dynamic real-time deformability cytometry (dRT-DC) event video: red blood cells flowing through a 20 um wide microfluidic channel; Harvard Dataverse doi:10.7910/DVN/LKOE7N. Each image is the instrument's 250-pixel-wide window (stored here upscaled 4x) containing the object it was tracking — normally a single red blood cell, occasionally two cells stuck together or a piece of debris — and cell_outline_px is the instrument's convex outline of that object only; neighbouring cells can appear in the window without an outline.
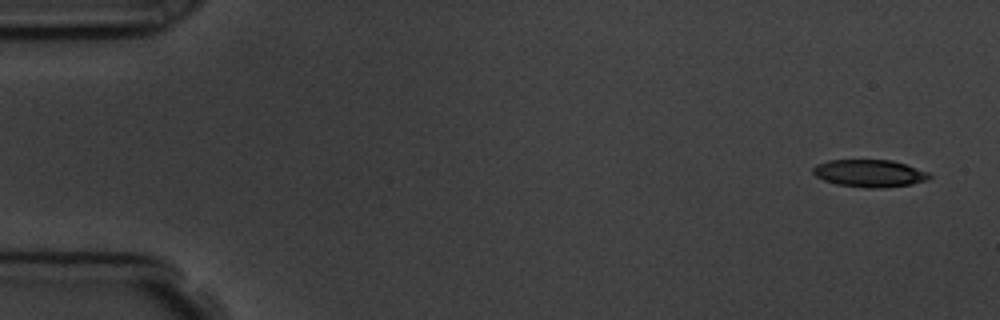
{"species": "common noctule bat (a hibernating species)", "species_latin": "Nyctalus noctula", "temperature_condition": "room temperature", "stored_images_in_passage": 5, "segment_of_instrument_passage": [1, 2], "camera_frame_rate_fps": 3000, "um_per_image_px": 0.085, "animal": {"sex": "male", "body_mass_g": 19.5, "forearm_length_mm": 54.6}, "frame": {"image": 1, "passage_image": 1, "time_ms": 0.0, "image_size_px": [1000, 320], "cell_outline_px": [[932, 176], [928, 180], [912, 184], [880, 188], [868, 188], [836, 184], [824, 180], [816, 176], [812, 172], [812, 168], [816, 164], [828, 160], [892, 160], [928, 172]], "centroid_in_image_um": [73.89, 14.73], "position_along_channel_um": 11.1, "area_um2": 18.55}}